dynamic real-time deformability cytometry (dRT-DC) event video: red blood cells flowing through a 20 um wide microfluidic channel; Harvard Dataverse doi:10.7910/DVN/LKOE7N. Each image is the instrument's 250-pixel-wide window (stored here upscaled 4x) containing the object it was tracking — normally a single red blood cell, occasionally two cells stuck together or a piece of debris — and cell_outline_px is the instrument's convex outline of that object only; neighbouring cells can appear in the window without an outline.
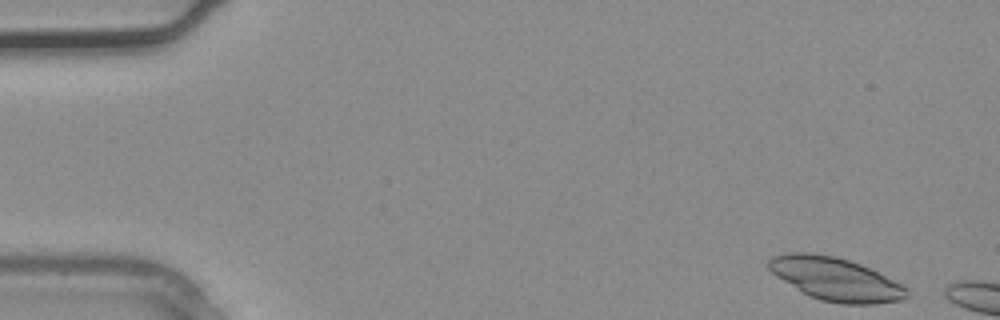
{"species": "common noctule bat (a hibernating species)", "species_latin": "Nyctalus noctula", "temperature_condition": "warm", "stored_images_in_passage": 2, "camera_frame_rate_fps": 3000, "um_per_image_px": 0.085, "animal": {"sex": "male", "body_mass_g": 20.4}, "frame": {"image": 1, "passage_image": 1, "time_ms": 0.0, "image_size_px": [1000, 320], "cell_outline_px": [[908, 296], [900, 300], [872, 304], [840, 304], [820, 300], [808, 296], [776, 276], [768, 268], [768, 260], [772, 256], [792, 252], [808, 252], [836, 256], [860, 264], [908, 288]], "centroid_in_image_um": [70.98, 23.72], "position_along_channel_um": 14.0, "area_um2": 34.45}}